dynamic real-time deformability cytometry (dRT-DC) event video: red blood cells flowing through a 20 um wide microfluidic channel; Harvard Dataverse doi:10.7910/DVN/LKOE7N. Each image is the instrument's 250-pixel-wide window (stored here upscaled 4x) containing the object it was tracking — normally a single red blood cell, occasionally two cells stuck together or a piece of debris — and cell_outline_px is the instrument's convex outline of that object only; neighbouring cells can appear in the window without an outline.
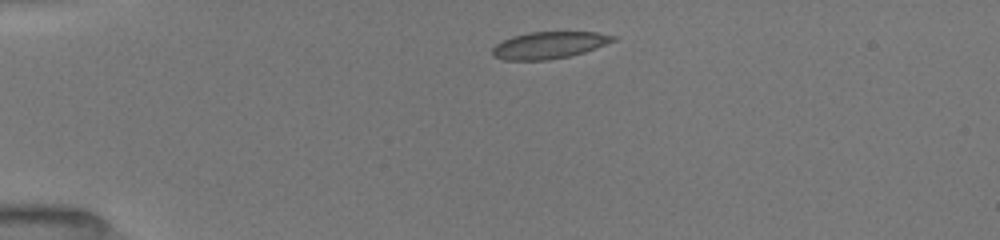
{"species": "common noctule bat (a hibernating species)", "species_latin": "Nyctalus noctula", "temperature_condition": "room temperature", "stored_images_in_passage": 2, "camera_frame_rate_fps": 3000, "um_per_image_px": 0.085, "animal": {"sex": "female", "body_mass_g": 19.5, "forearm_length_mm": 54.1}, "frame": {"image": 1, "passage_image": 1, "time_ms": 0.0, "image_size_px": [1000, 240], "cell_outline_px": [[616, 40], [596, 48], [584, 52], [568, 56], [548, 60], [504, 60], [492, 56], [492, 48], [496, 44], [512, 36], [528, 32], [600, 32], [616, 36]], "centroid_in_image_um": [46.67, 3.83], "position_along_channel_um": 38.3, "area_um2": 18.96}}